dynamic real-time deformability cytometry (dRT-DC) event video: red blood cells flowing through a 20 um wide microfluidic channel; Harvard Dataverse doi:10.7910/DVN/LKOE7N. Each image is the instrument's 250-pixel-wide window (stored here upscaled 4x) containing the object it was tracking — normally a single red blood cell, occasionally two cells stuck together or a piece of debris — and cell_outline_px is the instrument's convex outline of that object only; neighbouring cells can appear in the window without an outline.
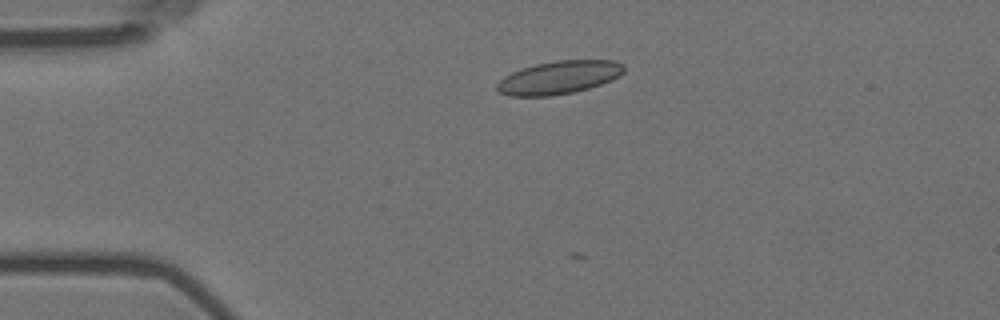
{"species": "Egyptian fruit bat (a non-hibernating species)", "species_latin": "Rousettus aegyptiacus", "temperature_condition": "room temperature", "stored_images_in_passage": 5, "camera_frame_rate_fps": 3000, "um_per_image_px": 0.085, "animal": {"sex": "female"}, "frame": {"image": 1, "passage_image": 4, "time_ms": 1.0, "image_size_px": [1000, 320], "cell_outline_px": [[624, 72], [620, 76], [612, 80], [588, 88], [572, 92], [552, 96], [508, 96], [496, 92], [496, 84], [504, 76], [520, 68], [536, 64], [556, 60], [616, 60], [624, 64]], "centroid_in_image_um": [47.49, 6.58], "position_along_channel_um": 37.5, "area_um2": 24.74}}